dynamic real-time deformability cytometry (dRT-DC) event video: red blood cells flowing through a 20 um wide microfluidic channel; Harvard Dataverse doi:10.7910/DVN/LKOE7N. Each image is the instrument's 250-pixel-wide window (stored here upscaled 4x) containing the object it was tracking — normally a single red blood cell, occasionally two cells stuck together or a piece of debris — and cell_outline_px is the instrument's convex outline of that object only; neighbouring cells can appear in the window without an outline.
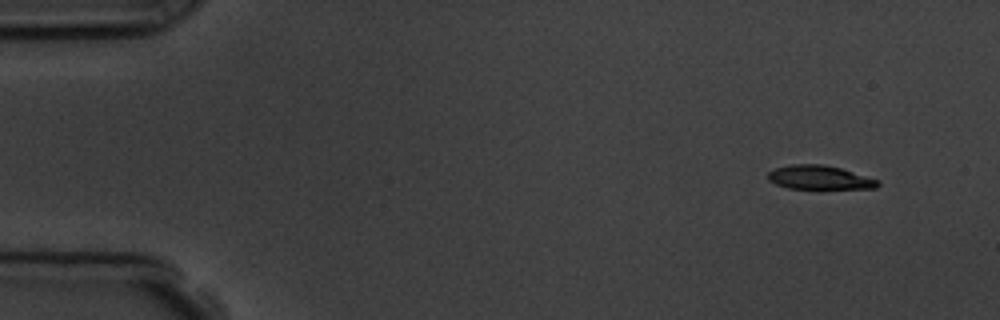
{"species": "common noctule bat (a hibernating species)", "species_latin": "Nyctalus noctula", "temperature_condition": "room temperature", "stored_images_in_passage": 4, "camera_frame_rate_fps": 3000, "um_per_image_px": 0.085, "animal": {"sex": "male", "body_mass_g": 19.5, "forearm_length_mm": 54.6}, "frame": {"image": 1, "passage_image": 1, "time_ms": 0.0, "image_size_px": [1000, 320], "cell_outline_px": [[880, 184], [876, 188], [788, 188], [776, 184], [768, 180], [768, 172], [776, 168], [792, 164], [824, 164], [840, 168], [880, 180]], "centroid_in_image_um": [69.66, 15.08], "position_along_channel_um": 15.3, "area_um2": 15.14}}
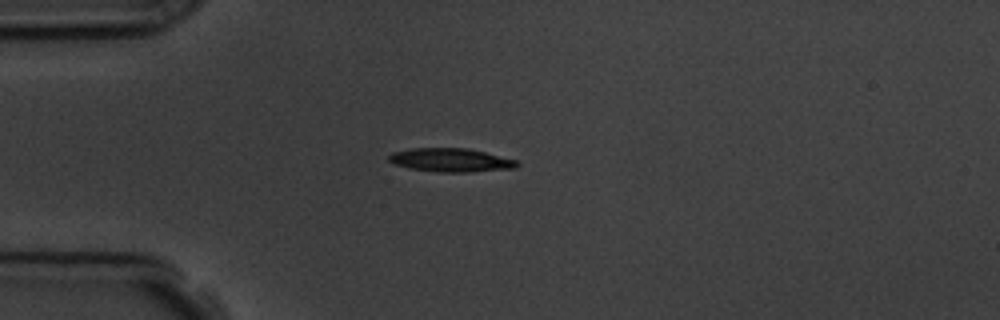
{"frame": {"image": 2, "passage_image": 4, "time_ms": 3.333, "image_size_px": [1000, 320], "cell_outline_px": [[520, 164], [516, 168], [468, 172], [440, 172], [408, 168], [396, 164], [388, 160], [388, 156], [392, 152], [412, 148], [468, 148], [516, 160]], "centroid_in_image_um": [38.31, 13.6], "position_along_channel_um": 46.7, "area_um2": 17.51}}